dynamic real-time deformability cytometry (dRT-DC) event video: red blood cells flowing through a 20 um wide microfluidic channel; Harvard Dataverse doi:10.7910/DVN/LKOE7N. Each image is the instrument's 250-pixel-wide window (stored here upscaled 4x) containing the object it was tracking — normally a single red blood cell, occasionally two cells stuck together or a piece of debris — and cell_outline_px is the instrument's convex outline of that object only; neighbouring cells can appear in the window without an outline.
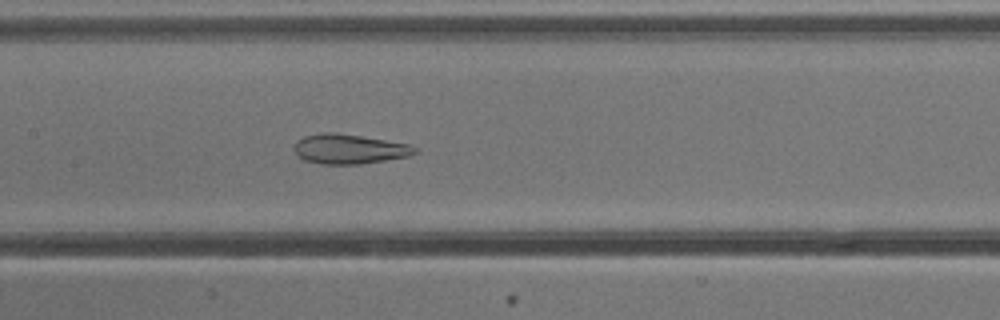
{"species": "common noctule bat (a hibernating species)", "species_latin": "Nyctalus noctula", "temperature_condition": "cold", "stored_images_in_passage": 38, "camera_frame_rate_fps": 3000, "um_per_image_px": 0.085, "animal": {"sex": "male", "body_mass_g": 13.3}, "frame": {"image": 1, "passage_image": 11, "time_ms": 3.333, "image_size_px": [1000, 320], "cell_outline_px": [[420, 152], [408, 156], [360, 164], [320, 164], [304, 160], [296, 156], [296, 140], [304, 136], [324, 132], [336, 132], [408, 144], [420, 148]], "centroid_in_image_um": [29.7, 12.67], "position_along_channel_um": 177.7, "area_um2": 20.87}}
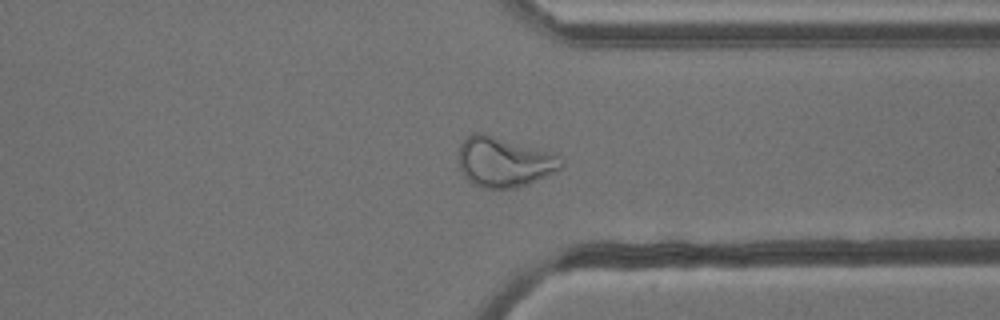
{"frame": {"image": 2, "passage_image": 26, "time_ms": 8.333, "image_size_px": [1000, 320], "cell_outline_px": [[564, 168], [556, 172], [528, 184], [516, 188], [484, 188], [472, 184], [468, 180], [460, 168], [460, 144], [472, 132], [480, 132], [548, 152], [560, 156], [564, 160]], "centroid_in_image_um": [42.88, 13.79], "position_along_channel_um": 368.5, "area_um2": 29.59}}
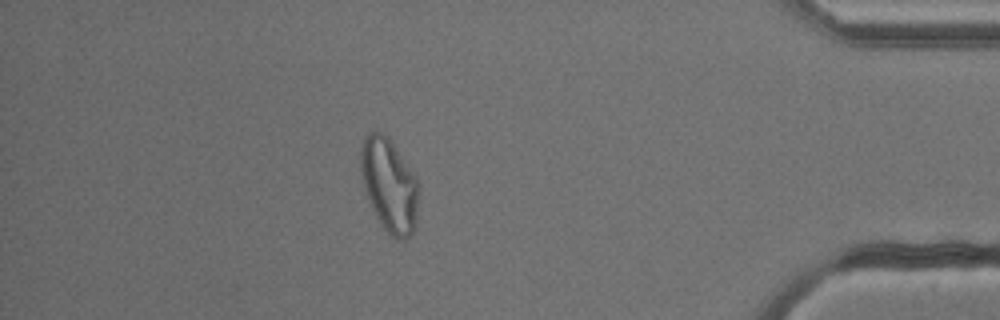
{"frame": {"image": 3, "passage_image": 32, "time_ms": 10.333, "image_size_px": [1000, 320], "cell_outline_px": [[416, 224], [412, 232], [404, 240], [400, 240], [392, 236], [384, 228], [376, 216], [372, 208], [364, 188], [360, 168], [360, 152], [364, 136], [368, 132], [380, 132], [388, 136], [416, 176]], "centroid_in_image_um": [33.05, 15.7], "position_along_channel_um": 402.1, "area_um2": 31.1}, "authors_computed_cell_mechanics": {"area_um2": 23.7847, "velocity_mm_per_s": 3.855, "shape_relaxation_time_tau1_ms": null, "shape_relaxation_time_tau2_ms": 1.5477, "deformation_change_tau1": null, "deformation_change_tau2": 0.1016}}